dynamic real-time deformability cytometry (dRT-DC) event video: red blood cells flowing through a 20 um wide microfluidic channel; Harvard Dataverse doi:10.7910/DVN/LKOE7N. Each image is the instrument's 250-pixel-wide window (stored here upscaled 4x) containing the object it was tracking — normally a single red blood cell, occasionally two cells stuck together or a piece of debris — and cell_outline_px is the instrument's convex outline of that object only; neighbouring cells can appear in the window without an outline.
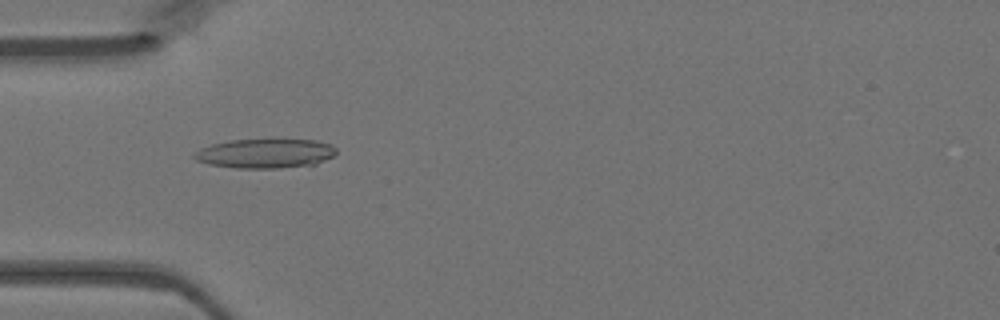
{"species": "Egyptian fruit bat (a non-hibernating species)", "species_latin": "Rousettus aegyptiacus", "temperature_condition": "warm", "stored_images_in_passage": 48, "camera_frame_rate_fps": 3000, "um_per_image_px": 0.085, "animal": {"sex": "female"}, "frame": {"image": 1, "passage_image": 15, "time_ms": 4.667, "image_size_px": [1000, 320], "cell_outline_px": [[336, 152], [332, 156], [316, 164], [280, 168], [236, 168], [208, 164], [196, 160], [192, 156], [200, 148], [212, 144], [232, 140], [316, 140], [332, 144], [336, 148]], "centroid_in_image_um": [22.55, 13.05], "position_along_channel_um": 62.5, "area_um2": 24.16}}
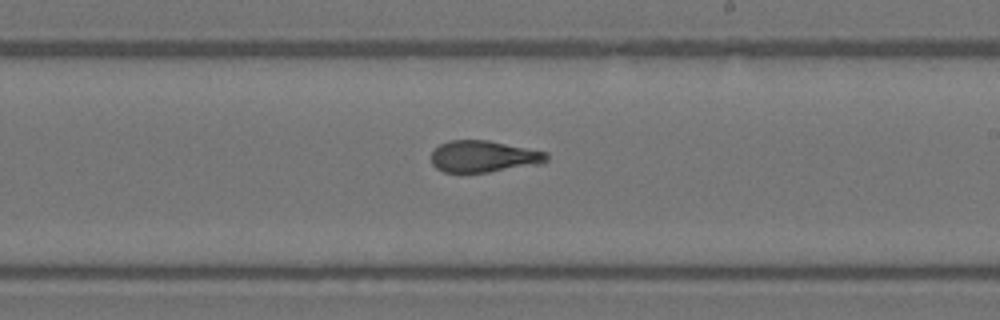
{"frame": {"image": 2, "passage_image": 28, "time_ms": 9.0, "image_size_px": [1000, 320], "cell_outline_px": [[548, 160], [540, 164], [488, 172], [444, 172], [436, 168], [432, 164], [432, 152], [440, 144], [448, 140], [488, 140], [548, 152]], "centroid_in_image_um": [41.12, 13.29], "position_along_channel_um": 247.9, "area_um2": 21.27}}
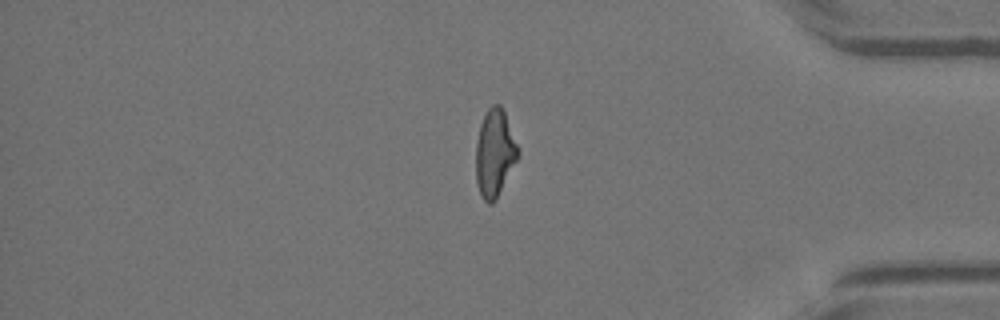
{"frame": {"image": 3, "passage_image": 40, "time_ms": 13.0, "image_size_px": [1000, 320], "cell_outline_px": [[520, 148], [516, 160], [496, 200], [492, 204], [488, 204], [480, 196], [476, 180], [476, 144], [480, 124], [488, 108], [492, 104], [500, 104], [504, 112]], "centroid_in_image_um": [42.04, 13.02], "position_along_channel_um": 393.2, "area_um2": 21.39}}